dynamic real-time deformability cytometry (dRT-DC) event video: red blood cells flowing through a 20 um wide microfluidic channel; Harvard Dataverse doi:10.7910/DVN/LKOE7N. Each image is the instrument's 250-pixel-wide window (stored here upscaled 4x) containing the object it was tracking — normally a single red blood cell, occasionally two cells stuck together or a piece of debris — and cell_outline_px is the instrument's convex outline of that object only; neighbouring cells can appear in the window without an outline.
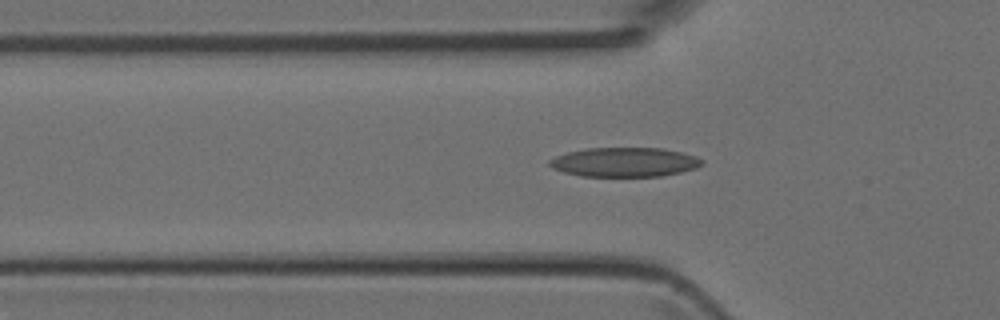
{"species": "Egyptian fruit bat (a non-hibernating species)", "species_latin": "Rousettus aegyptiacus", "temperature_condition": "room temperature", "stored_images_in_passage": 29, "camera_frame_rate_fps": 3000, "um_per_image_px": 0.085, "animal": {"sex": "female"}, "frame": {"image": 1, "passage_image": 3, "time_ms": 0.667, "image_size_px": [1000, 320], "cell_outline_px": [[704, 164], [696, 168], [680, 172], [660, 176], [580, 176], [564, 172], [552, 168], [548, 164], [548, 160], [556, 156], [568, 152], [588, 148], [664, 148], [696, 156], [704, 160]], "centroid_in_image_um": [53.09, 13.78], "position_along_channel_um": 72.7, "area_um2": 26.07}}
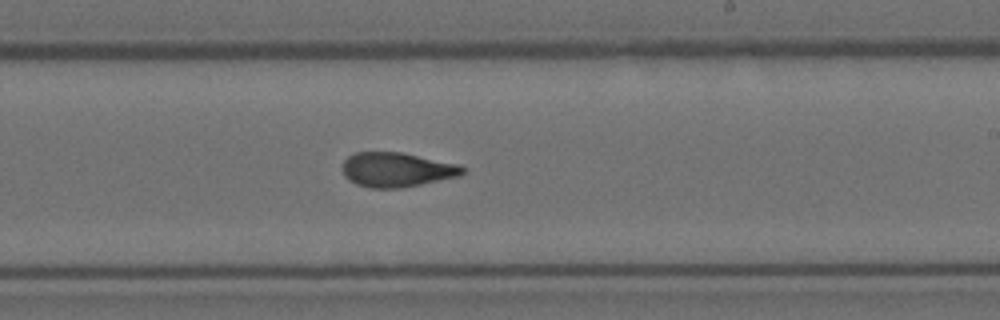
{"frame": {"image": 2, "passage_image": 15, "time_ms": 4.667, "image_size_px": [1000, 320], "cell_outline_px": [[464, 172], [460, 176], [400, 188], [368, 188], [356, 184], [348, 180], [344, 176], [344, 160], [348, 156], [356, 152], [400, 152], [460, 164], [464, 168]], "centroid_in_image_um": [33.72, 14.42], "position_along_channel_um": 255.3, "area_um2": 24.1}}
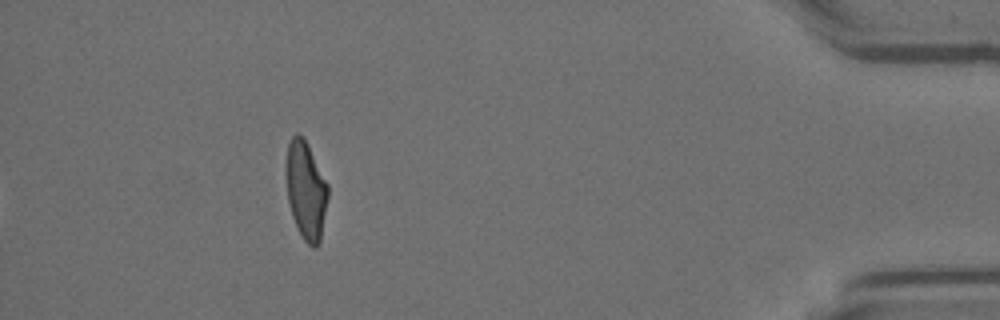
{"frame": {"image": 3, "passage_image": 29, "time_ms": 9.333, "image_size_px": [1000, 320], "cell_outline_px": [[328, 196], [320, 240], [316, 248], [312, 248], [304, 240], [292, 216], [288, 200], [288, 144], [292, 136], [296, 132], [304, 136], [328, 184]], "centroid_in_image_um": [26.04, 16.17], "position_along_channel_um": 409.2, "area_um2": 23.29}}